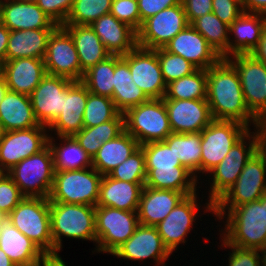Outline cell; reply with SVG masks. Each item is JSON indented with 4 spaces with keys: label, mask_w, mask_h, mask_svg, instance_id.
<instances>
[{
    "label": "cell",
    "mask_w": 266,
    "mask_h": 266,
    "mask_svg": "<svg viewBox=\"0 0 266 266\" xmlns=\"http://www.w3.org/2000/svg\"><path fill=\"white\" fill-rule=\"evenodd\" d=\"M88 98V89L82 81H72L63 91L60 115L48 126L57 136H74L83 127V113Z\"/></svg>",
    "instance_id": "21"
},
{
    "label": "cell",
    "mask_w": 266,
    "mask_h": 266,
    "mask_svg": "<svg viewBox=\"0 0 266 266\" xmlns=\"http://www.w3.org/2000/svg\"><path fill=\"white\" fill-rule=\"evenodd\" d=\"M257 132H253L256 141V152L266 163V118H257L254 123Z\"/></svg>",
    "instance_id": "55"
},
{
    "label": "cell",
    "mask_w": 266,
    "mask_h": 266,
    "mask_svg": "<svg viewBox=\"0 0 266 266\" xmlns=\"http://www.w3.org/2000/svg\"><path fill=\"white\" fill-rule=\"evenodd\" d=\"M90 26L111 55L123 56L137 46V32L111 13L101 16Z\"/></svg>",
    "instance_id": "25"
},
{
    "label": "cell",
    "mask_w": 266,
    "mask_h": 266,
    "mask_svg": "<svg viewBox=\"0 0 266 266\" xmlns=\"http://www.w3.org/2000/svg\"><path fill=\"white\" fill-rule=\"evenodd\" d=\"M162 77L167 84L192 74L197 68L182 56L167 52L164 48L156 49Z\"/></svg>",
    "instance_id": "45"
},
{
    "label": "cell",
    "mask_w": 266,
    "mask_h": 266,
    "mask_svg": "<svg viewBox=\"0 0 266 266\" xmlns=\"http://www.w3.org/2000/svg\"><path fill=\"white\" fill-rule=\"evenodd\" d=\"M265 27V14L243 12L229 26V34H234L235 43L232 39V42L229 41L228 57L237 54H251L258 47Z\"/></svg>",
    "instance_id": "27"
},
{
    "label": "cell",
    "mask_w": 266,
    "mask_h": 266,
    "mask_svg": "<svg viewBox=\"0 0 266 266\" xmlns=\"http://www.w3.org/2000/svg\"><path fill=\"white\" fill-rule=\"evenodd\" d=\"M113 179L130 183H145L146 163L143 149L139 147L109 174Z\"/></svg>",
    "instance_id": "44"
},
{
    "label": "cell",
    "mask_w": 266,
    "mask_h": 266,
    "mask_svg": "<svg viewBox=\"0 0 266 266\" xmlns=\"http://www.w3.org/2000/svg\"><path fill=\"white\" fill-rule=\"evenodd\" d=\"M24 198L19 187L6 172L0 173V211L8 215Z\"/></svg>",
    "instance_id": "46"
},
{
    "label": "cell",
    "mask_w": 266,
    "mask_h": 266,
    "mask_svg": "<svg viewBox=\"0 0 266 266\" xmlns=\"http://www.w3.org/2000/svg\"><path fill=\"white\" fill-rule=\"evenodd\" d=\"M110 13L136 32L140 30L138 0H113Z\"/></svg>",
    "instance_id": "47"
},
{
    "label": "cell",
    "mask_w": 266,
    "mask_h": 266,
    "mask_svg": "<svg viewBox=\"0 0 266 266\" xmlns=\"http://www.w3.org/2000/svg\"><path fill=\"white\" fill-rule=\"evenodd\" d=\"M73 80L46 74L29 95L34 115L40 125L48 127L61 113L63 91Z\"/></svg>",
    "instance_id": "17"
},
{
    "label": "cell",
    "mask_w": 266,
    "mask_h": 266,
    "mask_svg": "<svg viewBox=\"0 0 266 266\" xmlns=\"http://www.w3.org/2000/svg\"><path fill=\"white\" fill-rule=\"evenodd\" d=\"M0 248L17 266L34 265L45 254L8 220L0 225Z\"/></svg>",
    "instance_id": "30"
},
{
    "label": "cell",
    "mask_w": 266,
    "mask_h": 266,
    "mask_svg": "<svg viewBox=\"0 0 266 266\" xmlns=\"http://www.w3.org/2000/svg\"><path fill=\"white\" fill-rule=\"evenodd\" d=\"M124 130V113H120L115 119L95 126V137L102 145L104 142L116 138Z\"/></svg>",
    "instance_id": "51"
},
{
    "label": "cell",
    "mask_w": 266,
    "mask_h": 266,
    "mask_svg": "<svg viewBox=\"0 0 266 266\" xmlns=\"http://www.w3.org/2000/svg\"><path fill=\"white\" fill-rule=\"evenodd\" d=\"M113 77L112 100L121 113H125L129 108L142 104L149 99L132 81L128 61L123 56L114 55Z\"/></svg>",
    "instance_id": "32"
},
{
    "label": "cell",
    "mask_w": 266,
    "mask_h": 266,
    "mask_svg": "<svg viewBox=\"0 0 266 266\" xmlns=\"http://www.w3.org/2000/svg\"><path fill=\"white\" fill-rule=\"evenodd\" d=\"M23 2H28V3H37L38 0H19Z\"/></svg>",
    "instance_id": "64"
},
{
    "label": "cell",
    "mask_w": 266,
    "mask_h": 266,
    "mask_svg": "<svg viewBox=\"0 0 266 266\" xmlns=\"http://www.w3.org/2000/svg\"><path fill=\"white\" fill-rule=\"evenodd\" d=\"M85 152L91 157L97 153L101 144L95 137V126L83 127L78 133L73 136Z\"/></svg>",
    "instance_id": "54"
},
{
    "label": "cell",
    "mask_w": 266,
    "mask_h": 266,
    "mask_svg": "<svg viewBox=\"0 0 266 266\" xmlns=\"http://www.w3.org/2000/svg\"><path fill=\"white\" fill-rule=\"evenodd\" d=\"M265 193L266 163L255 152L236 182L213 204V213L221 220L226 214V209L230 211L242 204L258 201Z\"/></svg>",
    "instance_id": "5"
},
{
    "label": "cell",
    "mask_w": 266,
    "mask_h": 266,
    "mask_svg": "<svg viewBox=\"0 0 266 266\" xmlns=\"http://www.w3.org/2000/svg\"><path fill=\"white\" fill-rule=\"evenodd\" d=\"M46 73L81 81V67L71 35L58 26L49 36L44 57Z\"/></svg>",
    "instance_id": "16"
},
{
    "label": "cell",
    "mask_w": 266,
    "mask_h": 266,
    "mask_svg": "<svg viewBox=\"0 0 266 266\" xmlns=\"http://www.w3.org/2000/svg\"><path fill=\"white\" fill-rule=\"evenodd\" d=\"M120 113L110 97L95 95L88 91L85 112L83 113V125L84 127L97 126L115 119Z\"/></svg>",
    "instance_id": "43"
},
{
    "label": "cell",
    "mask_w": 266,
    "mask_h": 266,
    "mask_svg": "<svg viewBox=\"0 0 266 266\" xmlns=\"http://www.w3.org/2000/svg\"><path fill=\"white\" fill-rule=\"evenodd\" d=\"M173 133L201 132L212 121L207 99H163Z\"/></svg>",
    "instance_id": "18"
},
{
    "label": "cell",
    "mask_w": 266,
    "mask_h": 266,
    "mask_svg": "<svg viewBox=\"0 0 266 266\" xmlns=\"http://www.w3.org/2000/svg\"><path fill=\"white\" fill-rule=\"evenodd\" d=\"M145 183H130L103 175L96 206H107L125 211H137Z\"/></svg>",
    "instance_id": "29"
},
{
    "label": "cell",
    "mask_w": 266,
    "mask_h": 266,
    "mask_svg": "<svg viewBox=\"0 0 266 266\" xmlns=\"http://www.w3.org/2000/svg\"><path fill=\"white\" fill-rule=\"evenodd\" d=\"M8 91L6 81L4 77L0 74V102L2 101L5 93Z\"/></svg>",
    "instance_id": "61"
},
{
    "label": "cell",
    "mask_w": 266,
    "mask_h": 266,
    "mask_svg": "<svg viewBox=\"0 0 266 266\" xmlns=\"http://www.w3.org/2000/svg\"><path fill=\"white\" fill-rule=\"evenodd\" d=\"M164 49L182 56L197 69L208 70L221 59L207 40L190 24L170 40Z\"/></svg>",
    "instance_id": "20"
},
{
    "label": "cell",
    "mask_w": 266,
    "mask_h": 266,
    "mask_svg": "<svg viewBox=\"0 0 266 266\" xmlns=\"http://www.w3.org/2000/svg\"><path fill=\"white\" fill-rule=\"evenodd\" d=\"M97 251L112 254L126 242L139 225L137 211L95 206Z\"/></svg>",
    "instance_id": "9"
},
{
    "label": "cell",
    "mask_w": 266,
    "mask_h": 266,
    "mask_svg": "<svg viewBox=\"0 0 266 266\" xmlns=\"http://www.w3.org/2000/svg\"><path fill=\"white\" fill-rule=\"evenodd\" d=\"M128 61L132 81L150 99H163L166 83L163 80L156 49L136 46L123 55Z\"/></svg>",
    "instance_id": "15"
},
{
    "label": "cell",
    "mask_w": 266,
    "mask_h": 266,
    "mask_svg": "<svg viewBox=\"0 0 266 266\" xmlns=\"http://www.w3.org/2000/svg\"><path fill=\"white\" fill-rule=\"evenodd\" d=\"M74 0H38V7L58 26H62L72 9Z\"/></svg>",
    "instance_id": "48"
},
{
    "label": "cell",
    "mask_w": 266,
    "mask_h": 266,
    "mask_svg": "<svg viewBox=\"0 0 266 266\" xmlns=\"http://www.w3.org/2000/svg\"><path fill=\"white\" fill-rule=\"evenodd\" d=\"M232 56L226 59L239 75L246 106L256 118H266V65L252 54Z\"/></svg>",
    "instance_id": "11"
},
{
    "label": "cell",
    "mask_w": 266,
    "mask_h": 266,
    "mask_svg": "<svg viewBox=\"0 0 266 266\" xmlns=\"http://www.w3.org/2000/svg\"><path fill=\"white\" fill-rule=\"evenodd\" d=\"M222 245L232 249L228 266H261V254H259L261 250L229 245L225 240H223Z\"/></svg>",
    "instance_id": "49"
},
{
    "label": "cell",
    "mask_w": 266,
    "mask_h": 266,
    "mask_svg": "<svg viewBox=\"0 0 266 266\" xmlns=\"http://www.w3.org/2000/svg\"><path fill=\"white\" fill-rule=\"evenodd\" d=\"M171 253L164 245L156 226L139 224L134 234L112 255L129 260H146L153 258L156 264L163 265Z\"/></svg>",
    "instance_id": "19"
},
{
    "label": "cell",
    "mask_w": 266,
    "mask_h": 266,
    "mask_svg": "<svg viewBox=\"0 0 266 266\" xmlns=\"http://www.w3.org/2000/svg\"><path fill=\"white\" fill-rule=\"evenodd\" d=\"M140 147L145 155L146 170H188L164 141L149 142Z\"/></svg>",
    "instance_id": "41"
},
{
    "label": "cell",
    "mask_w": 266,
    "mask_h": 266,
    "mask_svg": "<svg viewBox=\"0 0 266 266\" xmlns=\"http://www.w3.org/2000/svg\"><path fill=\"white\" fill-rule=\"evenodd\" d=\"M8 90L30 95L47 74L44 59L17 58L6 60L0 66Z\"/></svg>",
    "instance_id": "24"
},
{
    "label": "cell",
    "mask_w": 266,
    "mask_h": 266,
    "mask_svg": "<svg viewBox=\"0 0 266 266\" xmlns=\"http://www.w3.org/2000/svg\"><path fill=\"white\" fill-rule=\"evenodd\" d=\"M164 142L185 166L197 178L196 172L201 173V133H171Z\"/></svg>",
    "instance_id": "36"
},
{
    "label": "cell",
    "mask_w": 266,
    "mask_h": 266,
    "mask_svg": "<svg viewBox=\"0 0 266 266\" xmlns=\"http://www.w3.org/2000/svg\"><path fill=\"white\" fill-rule=\"evenodd\" d=\"M125 130L143 145L164 141L171 133L168 112L163 99H148L124 113Z\"/></svg>",
    "instance_id": "6"
},
{
    "label": "cell",
    "mask_w": 266,
    "mask_h": 266,
    "mask_svg": "<svg viewBox=\"0 0 266 266\" xmlns=\"http://www.w3.org/2000/svg\"><path fill=\"white\" fill-rule=\"evenodd\" d=\"M71 35L81 67V81L84 73L111 54L106 50L99 36L90 25H62Z\"/></svg>",
    "instance_id": "31"
},
{
    "label": "cell",
    "mask_w": 266,
    "mask_h": 266,
    "mask_svg": "<svg viewBox=\"0 0 266 266\" xmlns=\"http://www.w3.org/2000/svg\"><path fill=\"white\" fill-rule=\"evenodd\" d=\"M188 23L212 12V0H181Z\"/></svg>",
    "instance_id": "53"
},
{
    "label": "cell",
    "mask_w": 266,
    "mask_h": 266,
    "mask_svg": "<svg viewBox=\"0 0 266 266\" xmlns=\"http://www.w3.org/2000/svg\"><path fill=\"white\" fill-rule=\"evenodd\" d=\"M103 175L96 169L55 171L50 202L96 206Z\"/></svg>",
    "instance_id": "7"
},
{
    "label": "cell",
    "mask_w": 266,
    "mask_h": 266,
    "mask_svg": "<svg viewBox=\"0 0 266 266\" xmlns=\"http://www.w3.org/2000/svg\"><path fill=\"white\" fill-rule=\"evenodd\" d=\"M189 25L182 3L146 19L137 32V46L159 49Z\"/></svg>",
    "instance_id": "14"
},
{
    "label": "cell",
    "mask_w": 266,
    "mask_h": 266,
    "mask_svg": "<svg viewBox=\"0 0 266 266\" xmlns=\"http://www.w3.org/2000/svg\"><path fill=\"white\" fill-rule=\"evenodd\" d=\"M250 128L236 122L213 120L201 133V172H210Z\"/></svg>",
    "instance_id": "10"
},
{
    "label": "cell",
    "mask_w": 266,
    "mask_h": 266,
    "mask_svg": "<svg viewBox=\"0 0 266 266\" xmlns=\"http://www.w3.org/2000/svg\"><path fill=\"white\" fill-rule=\"evenodd\" d=\"M31 266H41V263L38 262V263H36V264H34V265H31Z\"/></svg>",
    "instance_id": "65"
},
{
    "label": "cell",
    "mask_w": 266,
    "mask_h": 266,
    "mask_svg": "<svg viewBox=\"0 0 266 266\" xmlns=\"http://www.w3.org/2000/svg\"><path fill=\"white\" fill-rule=\"evenodd\" d=\"M261 253V266H266V250H263Z\"/></svg>",
    "instance_id": "62"
},
{
    "label": "cell",
    "mask_w": 266,
    "mask_h": 266,
    "mask_svg": "<svg viewBox=\"0 0 266 266\" xmlns=\"http://www.w3.org/2000/svg\"><path fill=\"white\" fill-rule=\"evenodd\" d=\"M7 173L24 197L49 198L55 173L50 146L23 159Z\"/></svg>",
    "instance_id": "8"
},
{
    "label": "cell",
    "mask_w": 266,
    "mask_h": 266,
    "mask_svg": "<svg viewBox=\"0 0 266 266\" xmlns=\"http://www.w3.org/2000/svg\"><path fill=\"white\" fill-rule=\"evenodd\" d=\"M206 90L207 70L196 69L192 74L167 84L163 99H206Z\"/></svg>",
    "instance_id": "39"
},
{
    "label": "cell",
    "mask_w": 266,
    "mask_h": 266,
    "mask_svg": "<svg viewBox=\"0 0 266 266\" xmlns=\"http://www.w3.org/2000/svg\"><path fill=\"white\" fill-rule=\"evenodd\" d=\"M181 4V0H138L140 28L142 23L160 11Z\"/></svg>",
    "instance_id": "52"
},
{
    "label": "cell",
    "mask_w": 266,
    "mask_h": 266,
    "mask_svg": "<svg viewBox=\"0 0 266 266\" xmlns=\"http://www.w3.org/2000/svg\"><path fill=\"white\" fill-rule=\"evenodd\" d=\"M7 220V215L0 211V225Z\"/></svg>",
    "instance_id": "63"
},
{
    "label": "cell",
    "mask_w": 266,
    "mask_h": 266,
    "mask_svg": "<svg viewBox=\"0 0 266 266\" xmlns=\"http://www.w3.org/2000/svg\"><path fill=\"white\" fill-rule=\"evenodd\" d=\"M223 239L241 248L266 250V193L228 211Z\"/></svg>",
    "instance_id": "2"
},
{
    "label": "cell",
    "mask_w": 266,
    "mask_h": 266,
    "mask_svg": "<svg viewBox=\"0 0 266 266\" xmlns=\"http://www.w3.org/2000/svg\"><path fill=\"white\" fill-rule=\"evenodd\" d=\"M196 193L185 196L163 221L156 225L159 235L169 252L185 243V237L190 232L199 205Z\"/></svg>",
    "instance_id": "22"
},
{
    "label": "cell",
    "mask_w": 266,
    "mask_h": 266,
    "mask_svg": "<svg viewBox=\"0 0 266 266\" xmlns=\"http://www.w3.org/2000/svg\"><path fill=\"white\" fill-rule=\"evenodd\" d=\"M46 126L0 132V172H8L23 159L48 145Z\"/></svg>",
    "instance_id": "13"
},
{
    "label": "cell",
    "mask_w": 266,
    "mask_h": 266,
    "mask_svg": "<svg viewBox=\"0 0 266 266\" xmlns=\"http://www.w3.org/2000/svg\"><path fill=\"white\" fill-rule=\"evenodd\" d=\"M197 179L189 170H146L145 186L182 192L185 196L196 193Z\"/></svg>",
    "instance_id": "37"
},
{
    "label": "cell",
    "mask_w": 266,
    "mask_h": 266,
    "mask_svg": "<svg viewBox=\"0 0 266 266\" xmlns=\"http://www.w3.org/2000/svg\"><path fill=\"white\" fill-rule=\"evenodd\" d=\"M55 29H28L10 31L6 60L17 58L44 59L49 36Z\"/></svg>",
    "instance_id": "33"
},
{
    "label": "cell",
    "mask_w": 266,
    "mask_h": 266,
    "mask_svg": "<svg viewBox=\"0 0 266 266\" xmlns=\"http://www.w3.org/2000/svg\"><path fill=\"white\" fill-rule=\"evenodd\" d=\"M10 30L0 22V66L6 61Z\"/></svg>",
    "instance_id": "57"
},
{
    "label": "cell",
    "mask_w": 266,
    "mask_h": 266,
    "mask_svg": "<svg viewBox=\"0 0 266 266\" xmlns=\"http://www.w3.org/2000/svg\"><path fill=\"white\" fill-rule=\"evenodd\" d=\"M114 55L98 62L84 73L82 82L88 91L95 95L107 96L112 99L114 81Z\"/></svg>",
    "instance_id": "40"
},
{
    "label": "cell",
    "mask_w": 266,
    "mask_h": 266,
    "mask_svg": "<svg viewBox=\"0 0 266 266\" xmlns=\"http://www.w3.org/2000/svg\"><path fill=\"white\" fill-rule=\"evenodd\" d=\"M251 54L266 65V27L262 33L258 47Z\"/></svg>",
    "instance_id": "59"
},
{
    "label": "cell",
    "mask_w": 266,
    "mask_h": 266,
    "mask_svg": "<svg viewBox=\"0 0 266 266\" xmlns=\"http://www.w3.org/2000/svg\"><path fill=\"white\" fill-rule=\"evenodd\" d=\"M7 220L45 254L54 253L49 198L24 197Z\"/></svg>",
    "instance_id": "3"
},
{
    "label": "cell",
    "mask_w": 266,
    "mask_h": 266,
    "mask_svg": "<svg viewBox=\"0 0 266 266\" xmlns=\"http://www.w3.org/2000/svg\"><path fill=\"white\" fill-rule=\"evenodd\" d=\"M61 146L53 143V138L49 136L48 145L53 154L54 170H80L92 167V159L79 145L73 136L60 137Z\"/></svg>",
    "instance_id": "35"
},
{
    "label": "cell",
    "mask_w": 266,
    "mask_h": 266,
    "mask_svg": "<svg viewBox=\"0 0 266 266\" xmlns=\"http://www.w3.org/2000/svg\"><path fill=\"white\" fill-rule=\"evenodd\" d=\"M140 147L138 141L124 130L116 138L104 142L92 158V167L108 175Z\"/></svg>",
    "instance_id": "34"
},
{
    "label": "cell",
    "mask_w": 266,
    "mask_h": 266,
    "mask_svg": "<svg viewBox=\"0 0 266 266\" xmlns=\"http://www.w3.org/2000/svg\"><path fill=\"white\" fill-rule=\"evenodd\" d=\"M212 12L230 26L244 10L241 0H212Z\"/></svg>",
    "instance_id": "50"
},
{
    "label": "cell",
    "mask_w": 266,
    "mask_h": 266,
    "mask_svg": "<svg viewBox=\"0 0 266 266\" xmlns=\"http://www.w3.org/2000/svg\"><path fill=\"white\" fill-rule=\"evenodd\" d=\"M54 253L61 250V236L95 241V206L50 202Z\"/></svg>",
    "instance_id": "4"
},
{
    "label": "cell",
    "mask_w": 266,
    "mask_h": 266,
    "mask_svg": "<svg viewBox=\"0 0 266 266\" xmlns=\"http://www.w3.org/2000/svg\"><path fill=\"white\" fill-rule=\"evenodd\" d=\"M40 126L26 94L8 90L0 102V132Z\"/></svg>",
    "instance_id": "28"
},
{
    "label": "cell",
    "mask_w": 266,
    "mask_h": 266,
    "mask_svg": "<svg viewBox=\"0 0 266 266\" xmlns=\"http://www.w3.org/2000/svg\"><path fill=\"white\" fill-rule=\"evenodd\" d=\"M216 51L221 58L228 57L230 41L229 26L222 22L213 12L197 18L191 24Z\"/></svg>",
    "instance_id": "38"
},
{
    "label": "cell",
    "mask_w": 266,
    "mask_h": 266,
    "mask_svg": "<svg viewBox=\"0 0 266 266\" xmlns=\"http://www.w3.org/2000/svg\"><path fill=\"white\" fill-rule=\"evenodd\" d=\"M39 262L42 264V266H66L58 252L44 254Z\"/></svg>",
    "instance_id": "58"
},
{
    "label": "cell",
    "mask_w": 266,
    "mask_h": 266,
    "mask_svg": "<svg viewBox=\"0 0 266 266\" xmlns=\"http://www.w3.org/2000/svg\"><path fill=\"white\" fill-rule=\"evenodd\" d=\"M113 0H74L63 25H91L101 16L110 13Z\"/></svg>",
    "instance_id": "42"
},
{
    "label": "cell",
    "mask_w": 266,
    "mask_h": 266,
    "mask_svg": "<svg viewBox=\"0 0 266 266\" xmlns=\"http://www.w3.org/2000/svg\"><path fill=\"white\" fill-rule=\"evenodd\" d=\"M184 197L182 192L144 186L137 210L139 224L156 226Z\"/></svg>",
    "instance_id": "26"
},
{
    "label": "cell",
    "mask_w": 266,
    "mask_h": 266,
    "mask_svg": "<svg viewBox=\"0 0 266 266\" xmlns=\"http://www.w3.org/2000/svg\"><path fill=\"white\" fill-rule=\"evenodd\" d=\"M0 266H17L6 253L0 248Z\"/></svg>",
    "instance_id": "60"
},
{
    "label": "cell",
    "mask_w": 266,
    "mask_h": 266,
    "mask_svg": "<svg viewBox=\"0 0 266 266\" xmlns=\"http://www.w3.org/2000/svg\"><path fill=\"white\" fill-rule=\"evenodd\" d=\"M241 3L244 12L266 15V0H241Z\"/></svg>",
    "instance_id": "56"
},
{
    "label": "cell",
    "mask_w": 266,
    "mask_h": 266,
    "mask_svg": "<svg viewBox=\"0 0 266 266\" xmlns=\"http://www.w3.org/2000/svg\"><path fill=\"white\" fill-rule=\"evenodd\" d=\"M245 139L250 141L249 145L246 144ZM255 152L256 141L249 130L231 147L224 159L210 171L213 173V183L210 187V200L206 203V210L213 211V204L236 182L244 166Z\"/></svg>",
    "instance_id": "12"
},
{
    "label": "cell",
    "mask_w": 266,
    "mask_h": 266,
    "mask_svg": "<svg viewBox=\"0 0 266 266\" xmlns=\"http://www.w3.org/2000/svg\"><path fill=\"white\" fill-rule=\"evenodd\" d=\"M206 99L213 120L236 121L249 128V122L257 119L246 106L236 69L226 58L207 70Z\"/></svg>",
    "instance_id": "1"
},
{
    "label": "cell",
    "mask_w": 266,
    "mask_h": 266,
    "mask_svg": "<svg viewBox=\"0 0 266 266\" xmlns=\"http://www.w3.org/2000/svg\"><path fill=\"white\" fill-rule=\"evenodd\" d=\"M0 22L10 31L58 27L36 3L19 0H0Z\"/></svg>",
    "instance_id": "23"
}]
</instances>
